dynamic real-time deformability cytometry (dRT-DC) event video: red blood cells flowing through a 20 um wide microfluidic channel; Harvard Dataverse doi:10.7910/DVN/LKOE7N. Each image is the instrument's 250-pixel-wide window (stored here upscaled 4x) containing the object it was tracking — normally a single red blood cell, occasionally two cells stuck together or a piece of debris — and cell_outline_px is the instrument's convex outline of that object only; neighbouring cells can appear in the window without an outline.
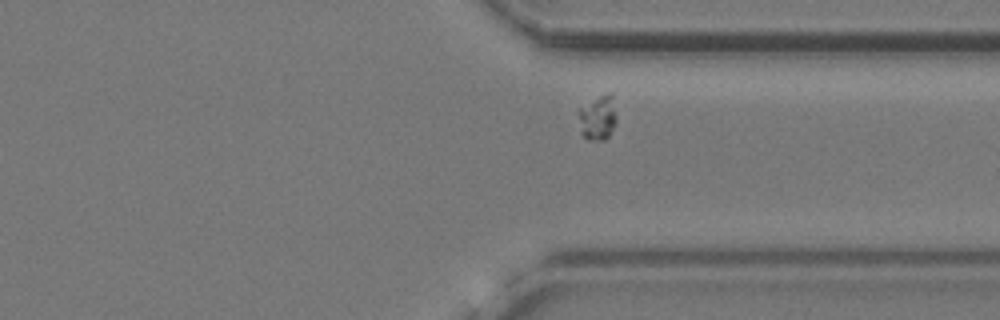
{"species": "common noctule bat (a hibernating species)", "species_latin": "Nyctalus noctula", "temperature_condition": "cold", "stored_images_in_passage": 42, "camera_frame_rate_fps": 3000, "um_per_image_px": 0.085, "animal": {"sex": "female", "body_mass_g": 24.6, "forearm_length_mm": 56.2}, "frame": {"image": 1, "passage_image": 30, "time_ms": 9.667, "image_size_px": [1000, 320], "cell_outline_px": [[616, 124], [608, 136], [604, 140], [588, 140], [580, 132], [576, 112], [580, 108], [600, 96], [608, 92], [612, 92], [616, 116]], "centroid_in_image_um": [50.8, 10.02], "position_along_channel_um": 360.6, "area_um2": 10.06}}